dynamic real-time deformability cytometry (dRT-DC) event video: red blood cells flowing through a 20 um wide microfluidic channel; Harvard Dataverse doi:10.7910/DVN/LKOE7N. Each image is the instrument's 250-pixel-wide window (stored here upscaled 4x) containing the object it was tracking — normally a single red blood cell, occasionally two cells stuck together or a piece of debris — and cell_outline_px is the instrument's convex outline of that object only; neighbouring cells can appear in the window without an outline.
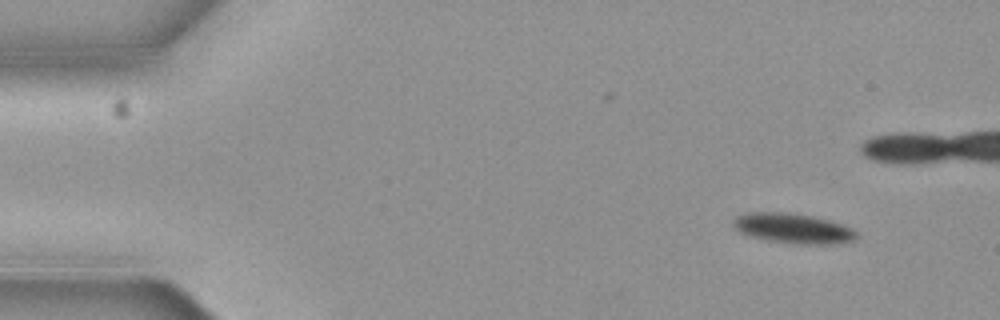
{"species": "common noctule bat (a hibernating species)", "species_latin": "Nyctalus noctula", "temperature_condition": "cold", "stored_images_in_passage": 2, "segment_of_instrument_passage": [2, 2], "camera_frame_rate_fps": 3000, "um_per_image_px": 0.085, "animal": {"sex": "female", "body_mass_g": 19.3, "forearm_length_mm": 54.1}, "frame": {"image": 1, "passage_image": 2, "time_ms": 0.333, "image_size_px": [1000, 320], "cell_outline_px": [[856, 236], [852, 240], [832, 244], [800, 244], [768, 240], [752, 236], [740, 232], [732, 224], [732, 220], [736, 216], [744, 212], [788, 212], [812, 216], [828, 220], [852, 228], [856, 232]], "centroid_in_image_um": [67.36, 19.39], "position_along_channel_um": 17.6, "area_um2": 21.33}}